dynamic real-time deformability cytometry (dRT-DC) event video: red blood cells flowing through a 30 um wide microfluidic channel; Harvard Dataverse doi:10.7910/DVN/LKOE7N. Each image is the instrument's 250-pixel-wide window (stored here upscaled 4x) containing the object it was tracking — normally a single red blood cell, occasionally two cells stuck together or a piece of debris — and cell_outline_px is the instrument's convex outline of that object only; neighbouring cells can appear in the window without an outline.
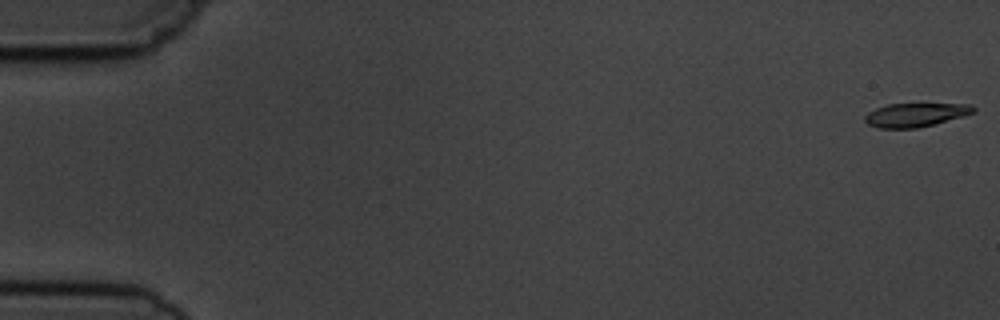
{"species": "common noctule bat (a hibernating species)", "species_latin": "Nyctalus noctula", "temperature_condition": "cold", "stored_images_in_passage": 6, "camera_frame_rate_fps": 3000, "um_per_image_px": 0.085, "animal": {"sex": "male", "body_mass_g": 19.5, "forearm_length_mm": 54.6}, "frame": {"image": 1, "passage_image": 1, "time_ms": 0.0, "image_size_px": [1000, 320], "cell_outline_px": [[976, 112], [964, 116], [916, 128], [880, 128], [868, 124], [864, 120], [864, 116], [868, 112], [876, 108], [888, 104], [972, 104], [976, 108]], "centroid_in_image_um": [77.83, 9.75], "position_along_channel_um": 7.2, "area_um2": 14.91}}
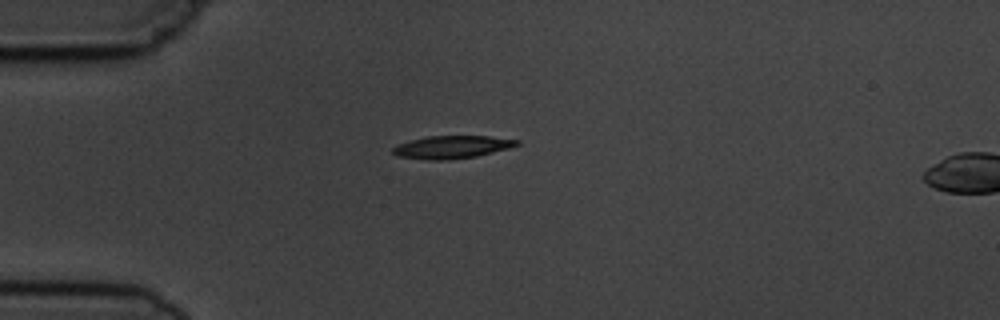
{"frame": {"image": 2, "passage_image": 5, "time_ms": 4.667, "image_size_px": [1000, 320], "cell_outline_px": [[520, 144], [508, 148], [476, 156], [448, 160], [428, 160], [396, 156], [392, 152], [392, 148], [400, 144], [412, 140], [428, 136], [488, 136], [520, 140]], "centroid_in_image_um": [38.41, 12.5], "position_along_channel_um": 46.6, "area_um2": 16.3}}